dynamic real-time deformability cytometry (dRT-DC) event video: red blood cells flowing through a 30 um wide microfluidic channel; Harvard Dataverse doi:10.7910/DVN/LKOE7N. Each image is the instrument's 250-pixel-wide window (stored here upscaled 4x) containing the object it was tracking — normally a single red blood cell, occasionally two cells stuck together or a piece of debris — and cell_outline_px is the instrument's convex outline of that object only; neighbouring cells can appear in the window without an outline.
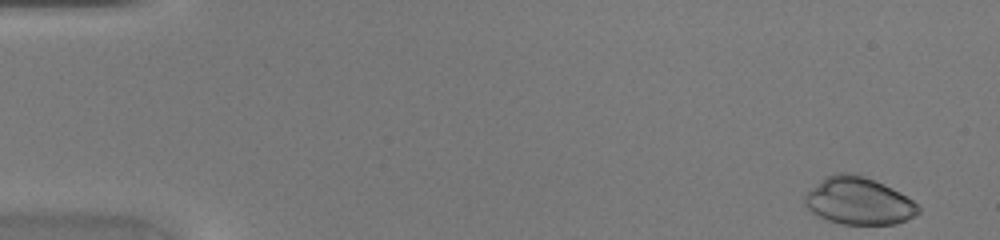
{"species": "common noctule bat (a hibernating species)", "species_latin": "Nyctalus noctula", "temperature_condition": "warm", "stored_images_in_passage": 45, "camera_frame_rate_fps": 3000, "um_per_image_px": 0.085, "animal": {"sex": "female", "body_mass_g": 20.0, "forearm_length_mm": 54.0}, "frame": {"image": 1, "passage_image": 1, "time_ms": 0.0, "image_size_px": [1000, 240], "cell_outline_px": [[920, 212], [896, 224], [840, 224], [828, 220], [812, 212], [804, 204], [804, 196], [824, 176], [836, 172], [860, 172], [900, 192], [912, 200], [920, 208]], "centroid_in_image_um": [72.97, 17.05], "position_along_channel_um": 12.0, "area_um2": 31.5}}
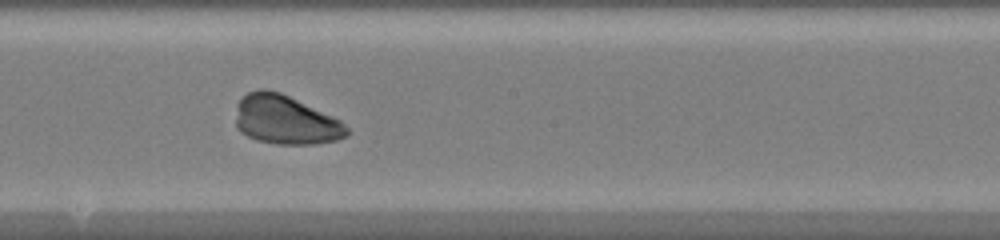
{"frame": {"image": 2, "passage_image": 25, "time_ms": 8.0, "image_size_px": [1000, 240], "cell_outline_px": [[348, 136], [336, 140], [316, 144], [276, 144], [256, 140], [240, 132], [236, 128], [236, 104], [248, 92], [260, 88], [264, 88], [280, 92], [332, 116], [340, 120], [348, 128]], "centroid_in_image_um": [24.24, 10.2], "position_along_channel_um": 224.0, "area_um2": 31.79}}
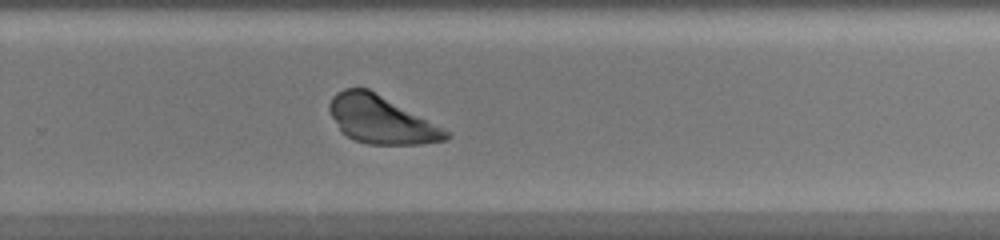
{"frame": {"image": 3, "passage_image": 30, "time_ms": 9.667, "image_size_px": [1000, 240], "cell_outline_px": [[452, 136], [448, 140], [420, 144], [368, 144], [356, 140], [340, 132], [328, 108], [328, 104], [332, 96], [336, 92], [344, 88], [368, 88], [452, 132]], "centroid_in_image_um": [32.41, 10.17], "position_along_channel_um": 297.4, "area_um2": 32.43}}